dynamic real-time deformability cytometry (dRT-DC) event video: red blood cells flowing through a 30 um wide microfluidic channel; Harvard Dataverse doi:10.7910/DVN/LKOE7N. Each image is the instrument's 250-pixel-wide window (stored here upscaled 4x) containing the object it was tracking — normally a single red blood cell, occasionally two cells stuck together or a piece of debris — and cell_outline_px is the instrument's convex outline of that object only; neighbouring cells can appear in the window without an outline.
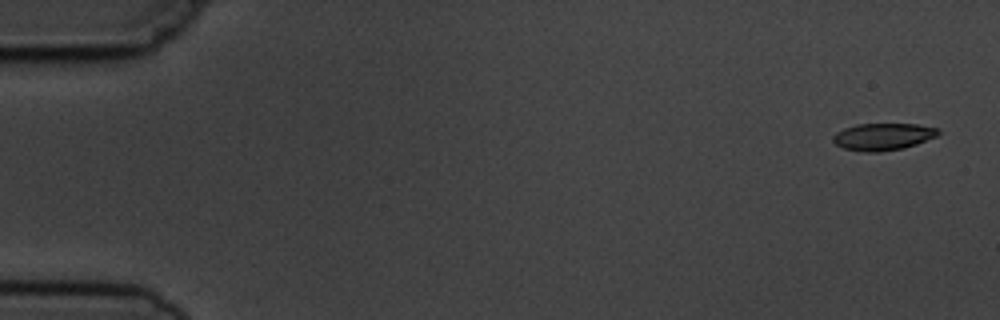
{"species": "common noctule bat (a hibernating species)", "species_latin": "Nyctalus noctula", "temperature_condition": "cold", "stored_images_in_passage": 4, "camera_frame_rate_fps": 3000, "um_per_image_px": 0.085, "animal": {"sex": "male", "body_mass_g": 19.5, "forearm_length_mm": 54.6}, "frame": {"image": 1, "passage_image": 1, "time_ms": 0.0, "image_size_px": [1000, 320], "cell_outline_px": [[940, 132], [936, 136], [916, 144], [904, 148], [880, 152], [864, 152], [844, 148], [836, 144], [832, 140], [832, 136], [836, 132], [844, 128], [856, 124], [916, 124], [940, 128]], "centroid_in_image_um": [75.05, 11.61], "position_along_channel_um": 10.0, "area_um2": 16.65}}
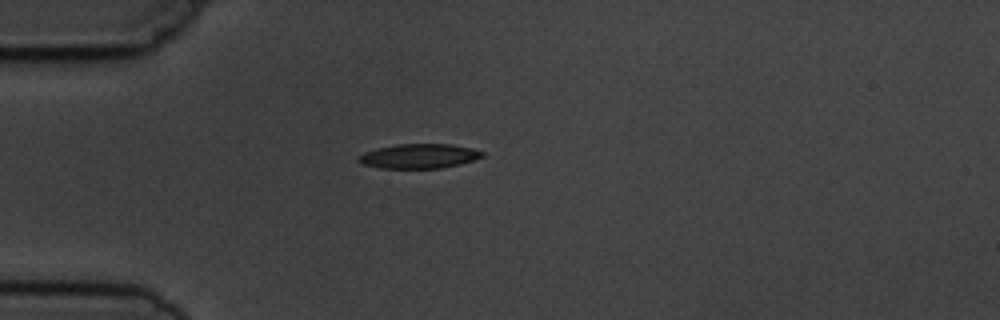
{"frame": {"image": 2, "passage_image": 4, "time_ms": 4.333, "image_size_px": [1000, 320], "cell_outline_px": [[484, 156], [460, 164], [440, 168], [380, 168], [360, 164], [356, 160], [356, 156], [364, 152], [376, 148], [396, 144], [452, 144], [472, 148], [484, 152]], "centroid_in_image_um": [35.56, 13.27], "position_along_channel_um": 49.4, "area_um2": 17.86}}